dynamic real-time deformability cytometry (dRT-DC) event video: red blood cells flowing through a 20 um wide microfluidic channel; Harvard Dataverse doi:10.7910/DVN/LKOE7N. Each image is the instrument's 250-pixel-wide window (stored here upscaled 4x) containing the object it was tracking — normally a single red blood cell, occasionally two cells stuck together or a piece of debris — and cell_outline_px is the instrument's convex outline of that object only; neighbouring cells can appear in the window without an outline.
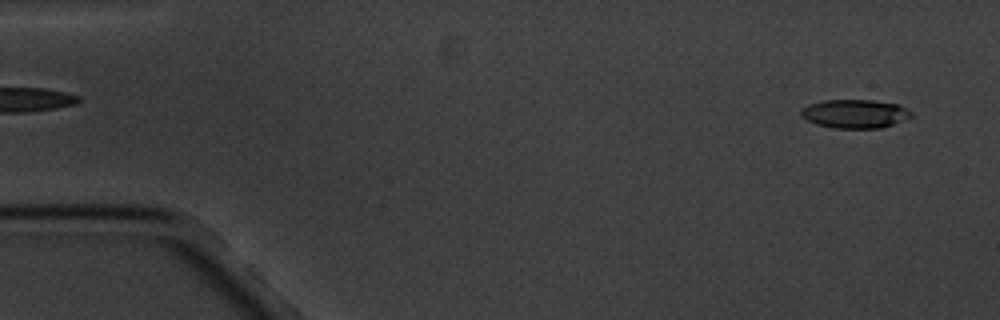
{"species": "common noctule bat (a hibernating species)", "species_latin": "Nyctalus noctula", "temperature_condition": "cold", "stored_images_in_passage": 5, "segment_of_instrument_passage": [2, 2], "camera_frame_rate_fps": 3000, "um_per_image_px": 0.085, "animal": {"sex": "male", "body_mass_g": 20.1, "forearm_length_mm": 53.5}, "frame": {"image": 1, "passage_image": 5, "time_ms": 4.667, "image_size_px": [1000, 320], "cell_outline_px": [[912, 116], [892, 124], [880, 128], [832, 128], [816, 124], [800, 116], [800, 112], [808, 104], [824, 100], [872, 100], [900, 104], [912, 112]], "centroid_in_image_um": [72.66, 9.66], "position_along_channel_um": 12.3, "area_um2": 18.38}}